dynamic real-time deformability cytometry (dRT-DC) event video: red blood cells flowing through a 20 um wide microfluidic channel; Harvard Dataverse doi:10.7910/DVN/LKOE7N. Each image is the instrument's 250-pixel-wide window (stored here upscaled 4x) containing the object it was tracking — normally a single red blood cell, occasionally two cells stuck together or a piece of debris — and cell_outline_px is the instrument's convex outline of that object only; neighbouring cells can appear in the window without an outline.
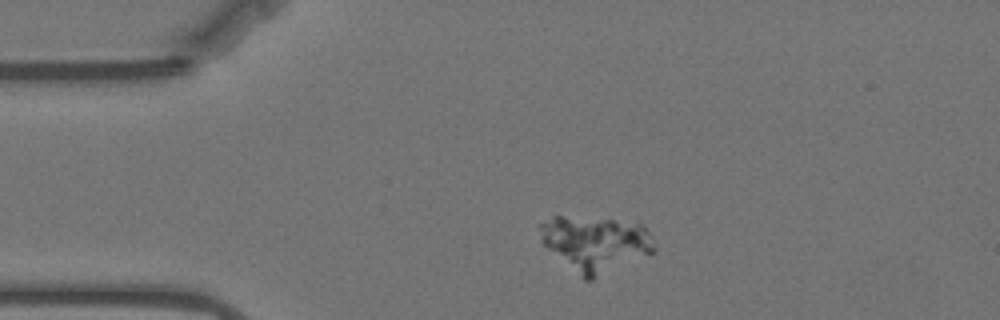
{"species": "Egyptian fruit bat (a non-hibernating species)", "species_latin": "Rousettus aegyptiacus", "temperature_condition": "warm", "stored_images_in_passage": 52, "camera_frame_rate_fps": 3000, "um_per_image_px": 0.085, "animal": {"sex": "female"}, "frame": {"image": 1, "passage_image": 5, "time_ms": 1.333, "image_size_px": [1000, 320], "cell_outline_px": [[656, 252], [592, 280], [584, 280], [548, 248], [540, 240], [540, 224], [552, 216], [560, 216], [612, 220], [640, 224], [652, 236], [656, 248]], "centroid_in_image_um": [50.64, 20.73], "position_along_channel_um": 34.4, "area_um2": 36.65}}
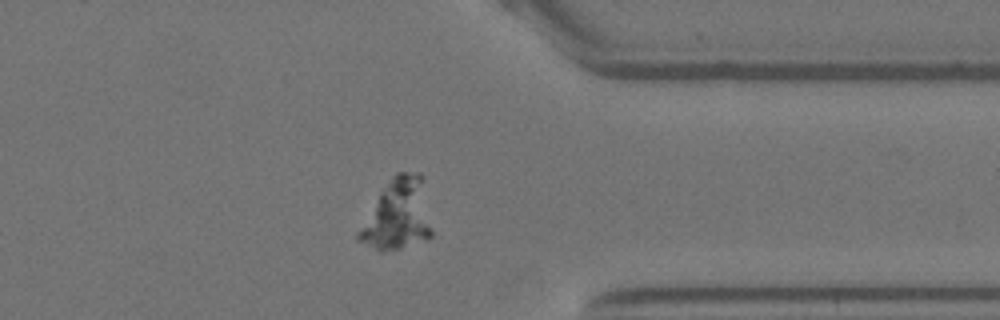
{"frame": {"image": 2, "passage_image": 39, "time_ms": 12.667, "image_size_px": [1000, 320], "cell_outline_px": [[432, 236], [428, 240], [400, 248], [380, 252], [356, 240], [356, 232], [380, 192], [392, 176], [396, 172], [420, 172], [432, 228]], "centroid_in_image_um": [33.78, 18.29], "position_along_channel_um": 377.6, "area_um2": 30.11}}
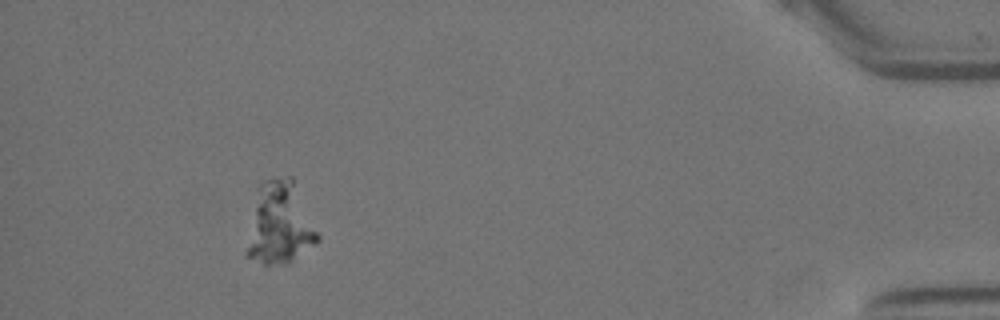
{"frame": {"image": 3, "passage_image": 47, "time_ms": 15.333, "image_size_px": [1000, 320], "cell_outline_px": [[320, 240], [288, 264], [264, 264], [244, 256], [244, 252], [256, 188], [264, 180], [276, 176], [292, 176], [320, 236]], "centroid_in_image_um": [23.75, 18.99], "position_along_channel_um": 411.5, "area_um2": 34.45}}